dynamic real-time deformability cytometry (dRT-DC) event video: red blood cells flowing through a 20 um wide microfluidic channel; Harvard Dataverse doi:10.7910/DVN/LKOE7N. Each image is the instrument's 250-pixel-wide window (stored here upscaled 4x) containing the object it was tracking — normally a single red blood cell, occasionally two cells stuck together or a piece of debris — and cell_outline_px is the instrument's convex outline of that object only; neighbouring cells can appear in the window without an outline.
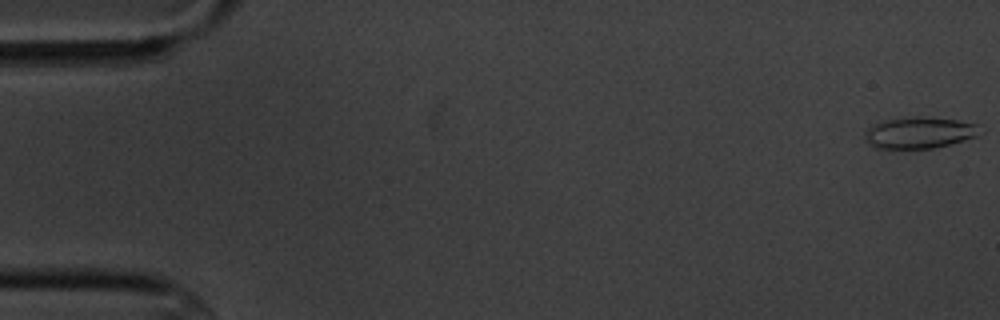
{"species": "common noctule bat (a hibernating species)", "species_latin": "Nyctalus noctula", "temperature_condition": "cold", "stored_images_in_passage": 13, "camera_frame_rate_fps": 3000, "um_per_image_px": 0.085, "animal": {"sex": "male", "body_mass_g": 20.1, "forearm_length_mm": 53.5}, "frame": {"image": 1, "passage_image": 1, "time_ms": 0.0, "image_size_px": [1000, 320], "cell_outline_px": [[984, 132], [976, 136], [948, 144], [932, 148], [876, 148], [868, 144], [864, 140], [864, 132], [868, 128], [884, 120], [916, 116], [956, 120], [976, 124]], "centroid_in_image_um": [78.12, 11.28], "position_along_channel_um": 6.9, "area_um2": 20.87}}